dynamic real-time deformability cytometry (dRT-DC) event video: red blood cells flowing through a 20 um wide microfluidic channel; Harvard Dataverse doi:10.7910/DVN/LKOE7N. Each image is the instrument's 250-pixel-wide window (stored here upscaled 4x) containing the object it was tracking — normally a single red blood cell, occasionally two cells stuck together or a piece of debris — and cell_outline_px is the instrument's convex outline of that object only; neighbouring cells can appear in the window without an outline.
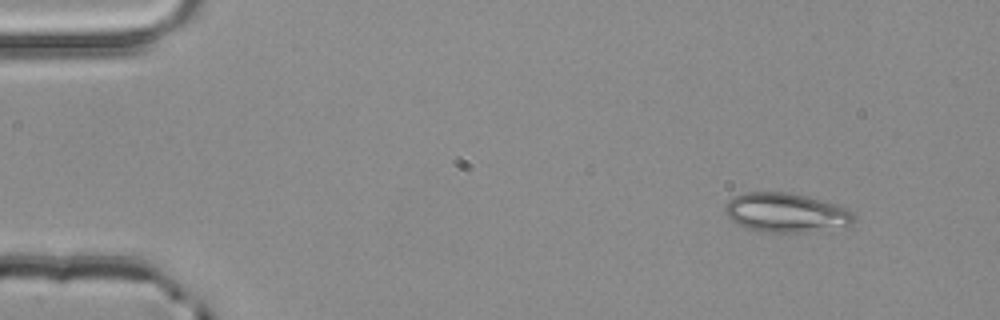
{"species": "common noctule bat (a hibernating species)", "species_latin": "Nyctalus noctula", "temperature_condition": "room temperature", "stored_images_in_passage": 3, "camera_frame_rate_fps": 3000, "um_per_image_px": 0.085, "animal": {"sex": "male", "body_mass_g": 20.4}, "frame": {"image": 1, "passage_image": 1, "time_ms": 0.0, "image_size_px": [1000, 320], "cell_outline_px": [[856, 216], [852, 224], [808, 232], [764, 232], [748, 228], [736, 224], [724, 212], [724, 204], [728, 200], [744, 192], [792, 192], [808, 196], [836, 204], [848, 208]], "centroid_in_image_um": [66.79, 18.06], "position_along_channel_um": 18.2, "area_um2": 29.59}}